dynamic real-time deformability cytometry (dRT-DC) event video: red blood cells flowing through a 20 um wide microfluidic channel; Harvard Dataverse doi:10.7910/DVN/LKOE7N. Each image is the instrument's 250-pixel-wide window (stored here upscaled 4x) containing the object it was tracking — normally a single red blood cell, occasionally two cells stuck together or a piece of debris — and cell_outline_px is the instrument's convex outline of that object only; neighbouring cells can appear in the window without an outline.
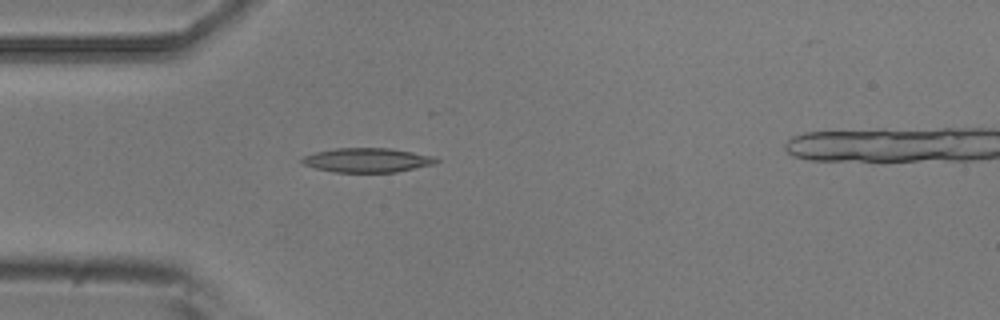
{"species": "common noctule bat (a hibernating species)", "species_latin": "Nyctalus noctula", "temperature_condition": "room temperature", "stored_images_in_passage": 2, "camera_frame_rate_fps": 3000, "um_per_image_px": 0.085, "animal": {"sex": "male", "body_mass_g": 20.5, "forearm_length_mm": 52.5}, "frame": {"image": 1, "passage_image": 2, "time_ms": 0.333, "image_size_px": [1000, 320], "cell_outline_px": [[440, 160], [436, 164], [396, 172], [336, 172], [316, 168], [304, 164], [300, 160], [304, 156], [316, 152], [332, 148], [392, 148], [432, 156]], "centroid_in_image_um": [31.24, 13.61], "position_along_channel_um": 53.8, "area_um2": 18.96}}